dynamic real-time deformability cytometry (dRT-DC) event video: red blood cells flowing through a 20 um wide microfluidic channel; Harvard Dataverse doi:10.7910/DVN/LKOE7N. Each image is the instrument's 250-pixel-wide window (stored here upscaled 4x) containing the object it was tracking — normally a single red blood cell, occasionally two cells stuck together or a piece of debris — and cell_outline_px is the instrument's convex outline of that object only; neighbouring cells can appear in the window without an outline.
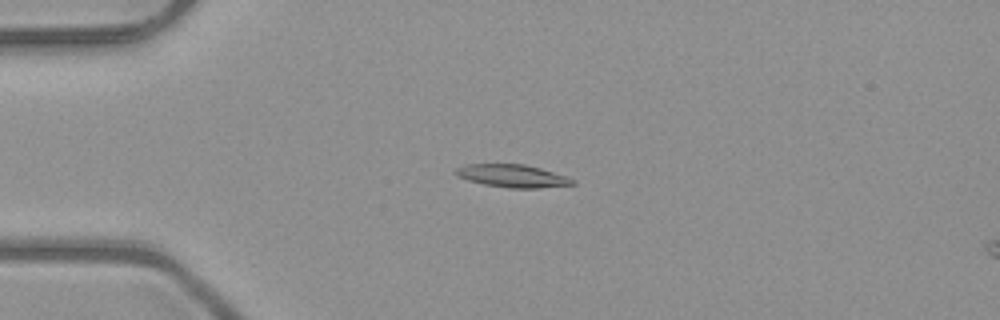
{"species": "common noctule bat (a hibernating species)", "species_latin": "Nyctalus noctula", "temperature_condition": "room temperature", "stored_images_in_passage": 52, "camera_frame_rate_fps": 3000, "um_per_image_px": 0.085, "animal": {"sex": "male", "body_mass_g": 23.1, "forearm_length_mm": 52.7}, "frame": {"image": 1, "passage_image": 13, "time_ms": 4.0, "image_size_px": [1000, 320], "cell_outline_px": [[576, 184], [536, 188], [508, 188], [484, 184], [468, 180], [456, 176], [452, 172], [456, 168], [464, 164], [524, 164], [540, 168], [576, 180]], "centroid_in_image_um": [43.5, 14.95], "position_along_channel_um": 41.5, "area_um2": 15.49}}
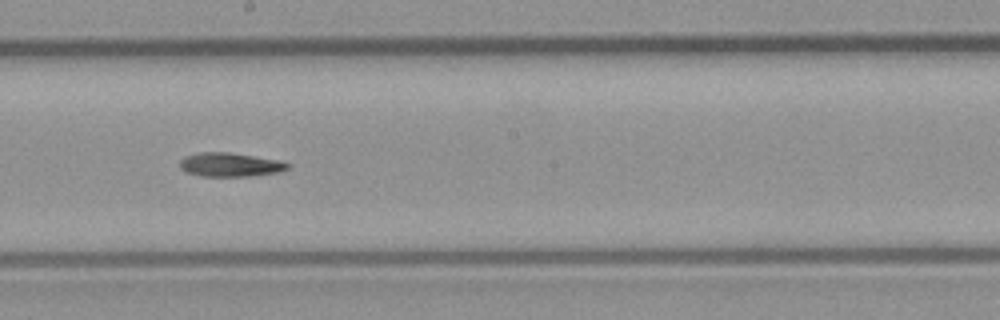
{"frame": {"image": 2, "passage_image": 29, "time_ms": 9.333, "image_size_px": [1000, 320], "cell_outline_px": [[288, 168], [276, 172], [248, 176], [204, 176], [184, 172], [180, 168], [180, 160], [184, 156], [200, 152], [228, 152], [276, 160], [288, 164]], "centroid_in_image_um": [19.45, 13.99], "position_along_channel_um": 228.7, "area_um2": 14.68}}
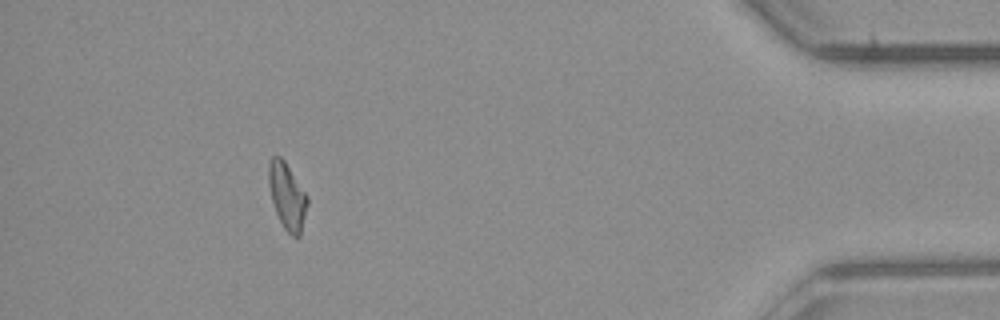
{"frame": {"image": 3, "passage_image": 47, "time_ms": 15.333, "image_size_px": [1000, 320], "cell_outline_px": [[308, 204], [300, 236], [292, 236], [284, 228], [276, 212], [272, 200], [268, 184], [268, 164], [272, 156], [280, 156], [284, 160], [308, 196]], "centroid_in_image_um": [24.41, 16.65], "position_along_channel_um": 410.8, "area_um2": 14.91}}